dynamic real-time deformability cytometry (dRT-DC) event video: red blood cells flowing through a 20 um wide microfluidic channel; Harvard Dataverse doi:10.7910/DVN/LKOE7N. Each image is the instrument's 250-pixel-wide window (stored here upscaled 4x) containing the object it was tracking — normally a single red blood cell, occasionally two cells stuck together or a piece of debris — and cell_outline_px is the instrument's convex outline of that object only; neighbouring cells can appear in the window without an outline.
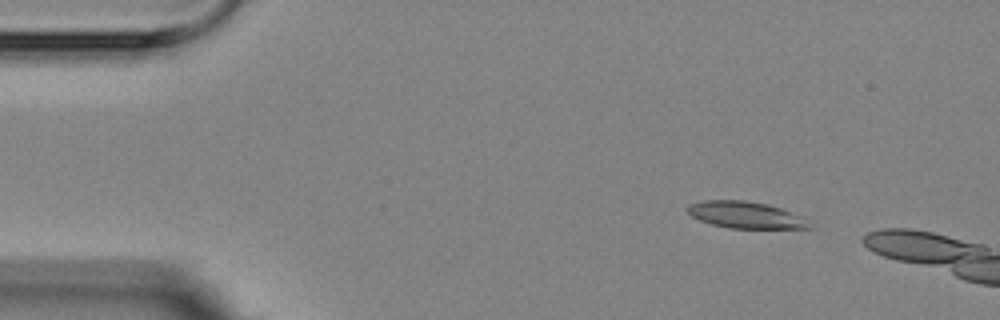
{"species": "Egyptian fruit bat (a non-hibernating species)", "species_latin": "Rousettus aegyptiacus", "temperature_condition": "room temperature", "stored_images_in_passage": 3, "camera_frame_rate_fps": 3000, "um_per_image_px": 0.085, "animal": {"sex": "female"}, "frame": {"image": 1, "passage_image": 1, "time_ms": 0.0, "image_size_px": [1000, 320], "cell_outline_px": [[812, 228], [732, 228], [712, 224], [700, 220], [692, 216], [684, 208], [688, 204], [704, 200], [744, 200], [768, 204], [780, 208], [800, 216]], "centroid_in_image_um": [63.29, 18.25], "position_along_channel_um": 21.7, "area_um2": 18.67}}